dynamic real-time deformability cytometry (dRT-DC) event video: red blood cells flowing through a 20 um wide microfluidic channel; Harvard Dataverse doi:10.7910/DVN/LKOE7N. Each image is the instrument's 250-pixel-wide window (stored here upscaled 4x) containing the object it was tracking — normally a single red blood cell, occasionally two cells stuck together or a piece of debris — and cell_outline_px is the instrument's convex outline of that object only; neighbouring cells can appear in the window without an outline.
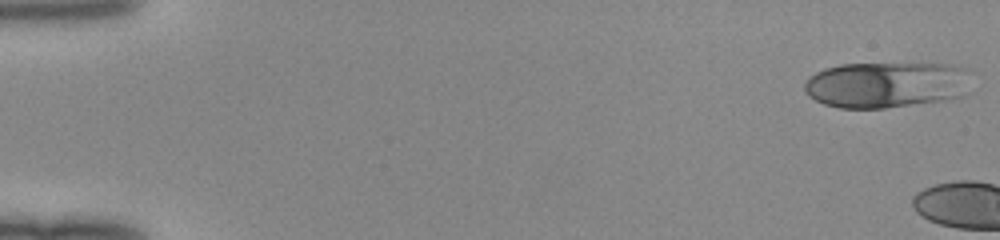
{"species": "human", "species_latin": "Homo sapiens", "temperature_condition": "room temperature", "stored_images_in_passage": 5, "camera_frame_rate_fps": 3000, "um_per_image_px": 0.085, "donor": {"sex": "female"}, "frame": {"image": 1, "passage_image": 1, "time_ms": 0.0, "image_size_px": [1000, 240], "cell_outline_px": [[972, 72], [968, 96], [944, 100], [884, 108], [840, 108], [824, 104], [808, 96], [804, 88], [804, 84], [808, 76], [824, 68], [840, 64], [956, 64], [968, 68]], "centroid_in_image_um": [75.43, 7.19], "position_along_channel_um": 9.6, "area_um2": 45.66}}